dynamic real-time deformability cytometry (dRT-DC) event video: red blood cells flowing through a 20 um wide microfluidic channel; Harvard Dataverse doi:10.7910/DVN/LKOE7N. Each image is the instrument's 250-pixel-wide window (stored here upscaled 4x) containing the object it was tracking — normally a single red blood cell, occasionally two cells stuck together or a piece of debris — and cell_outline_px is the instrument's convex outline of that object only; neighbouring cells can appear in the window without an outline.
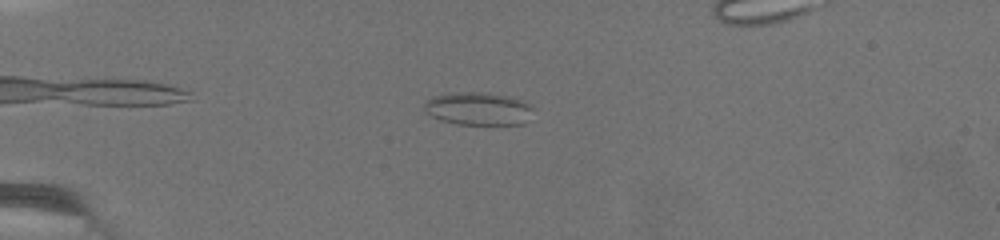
{"species": "common noctule bat (a hibernating species)", "species_latin": "Nyctalus noctula", "temperature_condition": "warm", "stored_images_in_passage": 14, "camera_frame_rate_fps": 3000, "um_per_image_px": 0.085, "animal": {"sex": "female", "body_mass_g": 19.5, "forearm_length_mm": 54.1}, "frame": {"image": 1, "passage_image": 4, "time_ms": 1.0, "image_size_px": [1000, 240], "cell_outline_px": [[532, 108], [524, 124], [456, 124], [432, 116], [424, 112], [424, 104], [428, 100], [436, 96], [452, 92], [476, 92], [508, 96], [520, 100], [528, 104]], "centroid_in_image_um": [40.61, 9.24], "position_along_channel_um": 44.4, "area_um2": 20.4}}
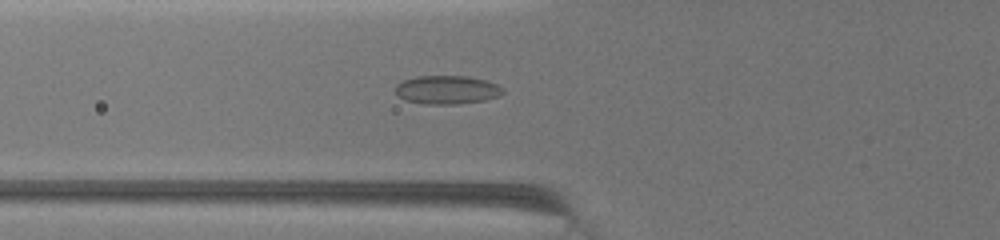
{"frame": {"image": 2, "passage_image": 10, "time_ms": 3.0, "image_size_px": [1000, 240], "cell_outline_px": [[504, 92], [500, 96], [484, 100], [456, 104], [424, 104], [404, 100], [396, 92], [396, 84], [404, 80], [416, 76], [468, 76], [488, 80], [504, 88]], "centroid_in_image_um": [38.02, 7.63], "position_along_channel_um": 87.8, "area_um2": 17.98}}
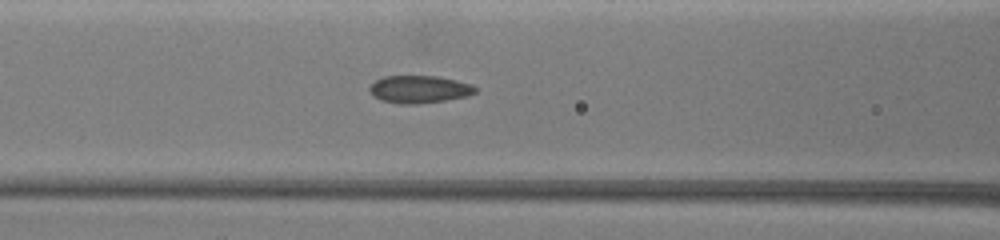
{"frame": {"image": 3, "passage_image": 12, "time_ms": 4.0, "image_size_px": [1000, 240], "cell_outline_px": [[476, 92], [468, 96], [420, 104], [404, 104], [380, 100], [372, 96], [368, 92], [368, 88], [376, 80], [384, 76], [436, 76], [456, 80], [472, 84], [476, 88]], "centroid_in_image_um": [35.61, 7.59], "position_along_channel_um": 131.0, "area_um2": 17.05}}